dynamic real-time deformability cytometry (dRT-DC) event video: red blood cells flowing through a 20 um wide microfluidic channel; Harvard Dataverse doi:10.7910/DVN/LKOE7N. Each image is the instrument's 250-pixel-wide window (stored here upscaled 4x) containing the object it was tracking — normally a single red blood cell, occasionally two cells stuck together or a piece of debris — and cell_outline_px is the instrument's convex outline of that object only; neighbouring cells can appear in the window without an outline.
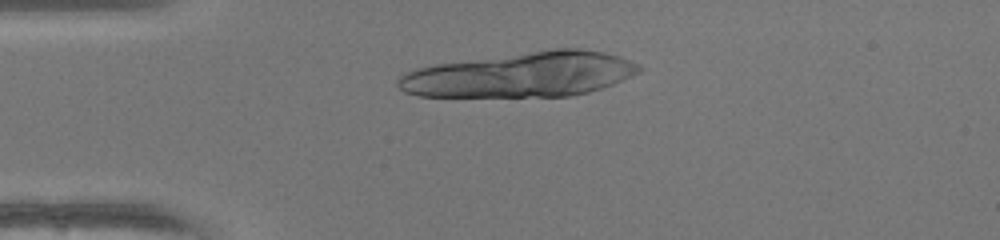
{"species": "human", "species_latin": "Homo sapiens", "temperature_condition": "warm", "stored_images_in_passage": 36, "camera_frame_rate_fps": 3000, "um_per_image_px": 0.085, "donor": {"sex": "female"}, "frame": {"image": 1, "passage_image": 11, "time_ms": 3.333, "image_size_px": [1000, 240], "cell_outline_px": [[644, 68], [640, 72], [612, 84], [588, 92], [568, 96], [420, 96], [404, 92], [396, 84], [396, 80], [404, 72], [416, 68], [436, 64], [556, 48], [580, 48], [604, 52], [620, 56], [640, 64]], "centroid_in_image_um": [44.3, 6.34], "position_along_channel_um": 40.7, "area_um2": 62.89}}